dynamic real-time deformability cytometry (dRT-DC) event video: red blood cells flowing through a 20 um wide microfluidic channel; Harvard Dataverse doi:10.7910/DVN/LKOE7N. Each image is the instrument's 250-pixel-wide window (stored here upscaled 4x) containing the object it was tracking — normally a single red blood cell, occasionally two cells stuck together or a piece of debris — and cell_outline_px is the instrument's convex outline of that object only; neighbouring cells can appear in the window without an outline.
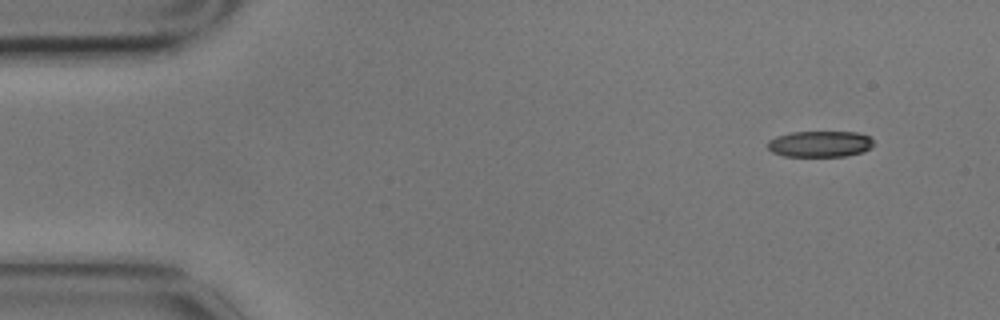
{"species": "common noctule bat (a hibernating species)", "species_latin": "Nyctalus noctula", "temperature_condition": "cold", "stored_images_in_passage": 4, "camera_frame_rate_fps": 3000, "um_per_image_px": 0.085, "animal": {"sex": "male", "body_mass_g": 17.9}, "frame": {"image": 1, "passage_image": 1, "time_ms": 0.0, "image_size_px": [1000, 320], "cell_outline_px": [[872, 144], [864, 152], [844, 156], [784, 156], [772, 152], [768, 148], [768, 140], [776, 136], [792, 132], [856, 132], [868, 136], [872, 140]], "centroid_in_image_um": [69.66, 12.23], "position_along_channel_um": 15.3, "area_um2": 16.01}}
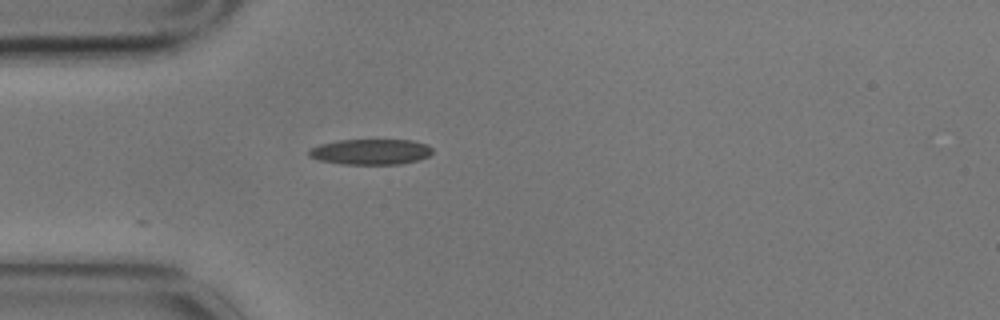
{"frame": {"image": 2, "passage_image": 4, "time_ms": 1.0, "image_size_px": [1000, 320], "cell_outline_px": [[432, 152], [428, 156], [416, 160], [400, 164], [344, 164], [320, 160], [308, 156], [308, 148], [320, 144], [340, 140], [412, 140], [428, 144], [432, 148]], "centroid_in_image_um": [31.49, 12.89], "position_along_channel_um": 53.5, "area_um2": 18.38}}